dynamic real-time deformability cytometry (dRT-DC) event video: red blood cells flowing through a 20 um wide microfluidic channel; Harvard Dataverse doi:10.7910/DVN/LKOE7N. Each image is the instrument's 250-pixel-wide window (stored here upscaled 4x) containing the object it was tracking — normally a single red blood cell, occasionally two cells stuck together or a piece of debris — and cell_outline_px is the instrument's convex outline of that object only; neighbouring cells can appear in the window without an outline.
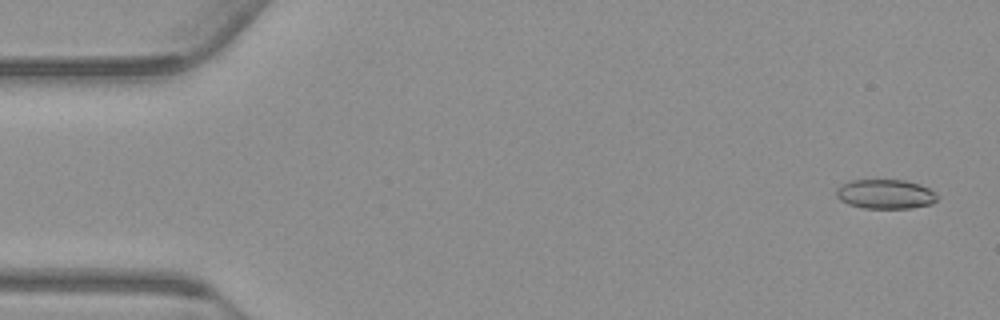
{"species": "common noctule bat (a hibernating species)", "species_latin": "Nyctalus noctula", "temperature_condition": "warm", "stored_images_in_passage": 55, "camera_frame_rate_fps": 3000, "um_per_image_px": 0.085, "animal": {"sex": "male", "body_mass_g": 23.1, "forearm_length_mm": 52.7}, "frame": {"image": 1, "passage_image": 3, "time_ms": 0.667, "image_size_px": [1000, 320], "cell_outline_px": [[940, 196], [932, 204], [912, 208], [864, 208], [848, 204], [840, 200], [836, 196], [836, 188], [840, 184], [852, 180], [904, 180], [920, 184], [936, 192]], "centroid_in_image_um": [75.27, 16.5], "position_along_channel_um": 9.7, "area_um2": 17.51}}
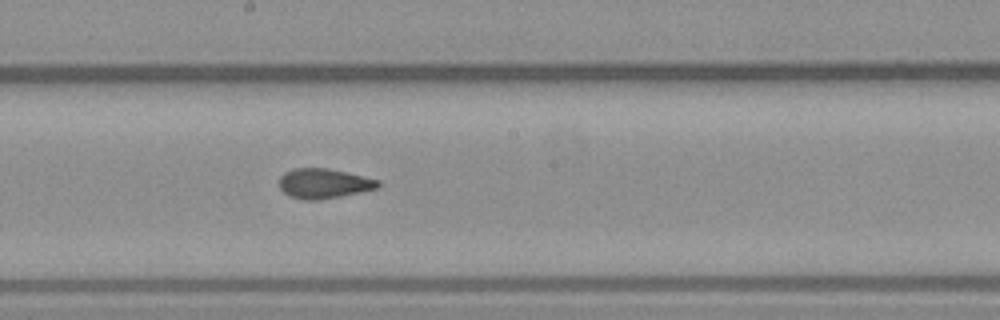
{"frame": {"image": 2, "passage_image": 30, "time_ms": 9.667, "image_size_px": [1000, 320], "cell_outline_px": [[380, 188], [320, 200], [304, 200], [292, 196], [284, 192], [280, 188], [280, 176], [284, 172], [292, 168], [328, 168], [380, 180]], "centroid_in_image_um": [27.54, 15.59], "position_along_channel_um": 220.7, "area_um2": 17.17}}
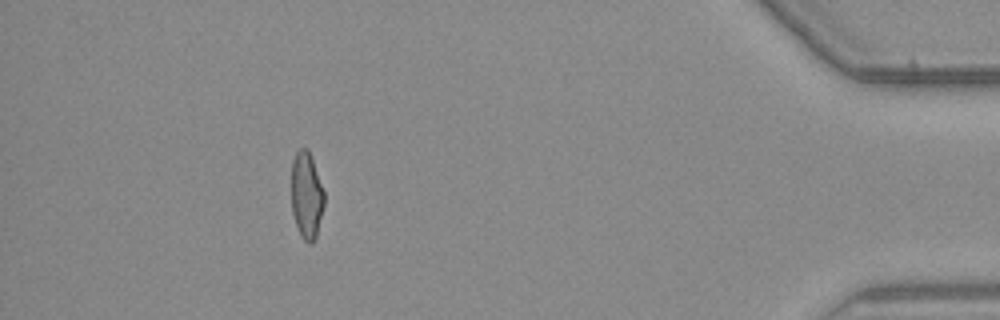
{"frame": {"image": 3, "passage_image": 50, "time_ms": 16.333, "image_size_px": [1000, 320], "cell_outline_px": [[324, 204], [316, 236], [312, 244], [308, 244], [300, 236], [292, 212], [292, 160], [296, 152], [300, 148], [308, 148], [312, 156], [324, 192]], "centroid_in_image_um": [26.05, 16.59], "position_along_channel_um": 409.1, "area_um2": 16.65}, "authors_computed_cell_mechanics": {"area_um2": 17.5134, "velocity_mm_per_s": 3.7653, "shape_relaxation_time_tau1_ms": null, "shape_relaxation_time_tau2_ms": 1.5956, "deformation_change_tau1": null, "deformation_change_tau2": 0.063}}